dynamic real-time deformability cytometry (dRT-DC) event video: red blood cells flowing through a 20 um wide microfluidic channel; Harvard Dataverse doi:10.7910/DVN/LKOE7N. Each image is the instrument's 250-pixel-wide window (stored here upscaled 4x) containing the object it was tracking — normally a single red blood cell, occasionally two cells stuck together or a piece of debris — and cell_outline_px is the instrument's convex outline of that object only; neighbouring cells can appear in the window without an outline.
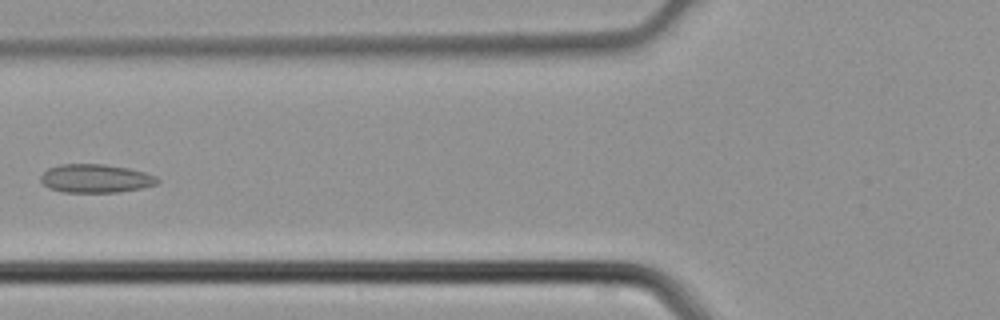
{"species": "common noctule bat (a hibernating species)", "species_latin": "Nyctalus noctula", "temperature_condition": "cold", "stored_images_in_passage": 4, "camera_frame_rate_fps": 3000, "um_per_image_px": 0.085, "animal": {"sex": "male", "body_mass_g": 21.5, "forearm_length_mm": 52.0}, "frame": {"image": 1, "passage_image": 4, "time_ms": 1.0, "image_size_px": [1000, 320], "cell_outline_px": [[160, 180], [156, 184], [140, 188], [116, 192], [64, 192], [48, 188], [40, 180], [40, 176], [48, 168], [60, 164], [104, 164], [128, 168], [144, 172], [156, 176]], "centroid_in_image_um": [8.1, 15.16], "position_along_channel_um": 117.7, "area_um2": 19.31}}